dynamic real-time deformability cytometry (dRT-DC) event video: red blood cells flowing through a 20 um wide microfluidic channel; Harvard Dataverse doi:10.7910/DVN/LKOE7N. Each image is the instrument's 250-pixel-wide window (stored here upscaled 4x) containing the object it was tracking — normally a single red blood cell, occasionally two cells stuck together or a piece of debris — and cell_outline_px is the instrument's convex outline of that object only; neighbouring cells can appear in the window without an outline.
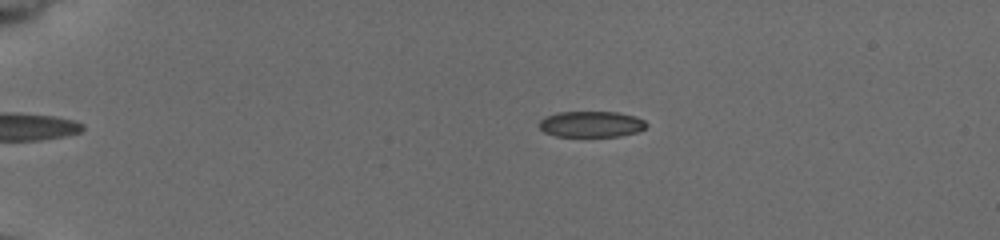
{"species": "common noctule bat (a hibernating species)", "species_latin": "Nyctalus noctula", "temperature_condition": "cold", "stored_images_in_passage": 41, "camera_frame_rate_fps": 3000, "um_per_image_px": 0.085, "animal": {"sex": "female", "body_mass_g": 19.5, "forearm_length_mm": 54.1}, "frame": {"image": 1, "passage_image": 21, "time_ms": 4.333, "image_size_px": [1000, 240], "cell_outline_px": [[648, 124], [644, 128], [636, 132], [620, 136], [556, 136], [544, 132], [540, 128], [540, 120], [544, 116], [560, 112], [616, 112], [636, 116], [644, 120]], "centroid_in_image_um": [50.26, 10.55], "position_along_channel_um": 34.7, "area_um2": 16.18}}
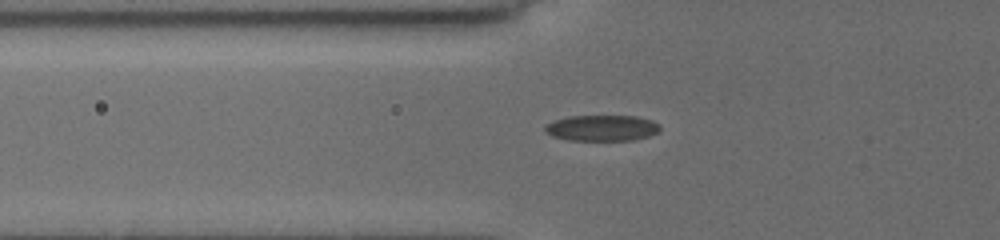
{"frame": {"image": 2, "passage_image": 33, "time_ms": 7.333, "image_size_px": [1000, 240], "cell_outline_px": [[660, 132], [648, 136], [632, 140], [568, 140], [552, 136], [544, 132], [544, 128], [552, 120], [568, 116], [636, 116], [652, 120], [660, 124]], "centroid_in_image_um": [51.16, 10.87], "position_along_channel_um": 74.6, "area_um2": 17.51}}
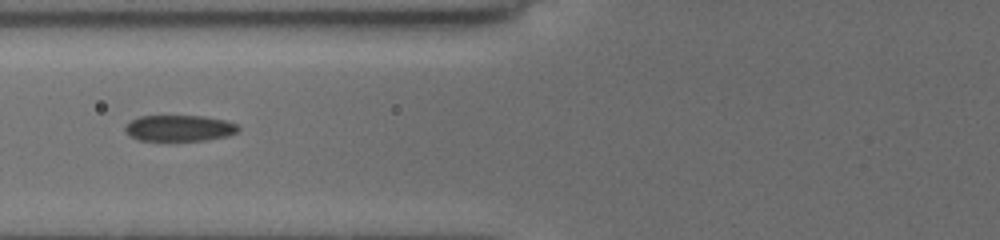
{"frame": {"image": 3, "passage_image": 40, "time_ms": 8.333, "image_size_px": [1000, 240], "cell_outline_px": [[240, 128], [236, 132], [228, 136], [204, 140], [140, 140], [124, 132], [124, 128], [132, 120], [140, 116], [204, 116], [224, 120], [236, 124]], "centroid_in_image_um": [15.25, 10.89], "position_along_channel_um": 110.5, "area_um2": 16.99}}